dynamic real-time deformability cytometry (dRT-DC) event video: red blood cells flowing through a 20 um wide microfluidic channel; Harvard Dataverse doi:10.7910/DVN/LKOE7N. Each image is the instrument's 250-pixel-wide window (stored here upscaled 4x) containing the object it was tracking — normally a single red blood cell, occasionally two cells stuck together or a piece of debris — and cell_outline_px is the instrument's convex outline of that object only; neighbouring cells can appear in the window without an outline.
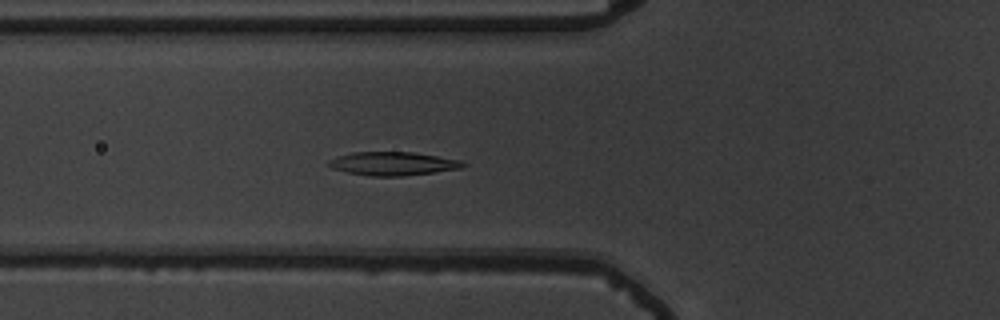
{"species": "common noctule bat (a hibernating species)", "species_latin": "Nyctalus noctula", "temperature_condition": "warm", "stored_images_in_passage": 56, "camera_frame_rate_fps": 3000, "um_per_image_px": 0.085, "animal": {"sex": "male", "body_mass_g": 19.5, "forearm_length_mm": 54.6}, "frame": {"image": 1, "passage_image": 21, "time_ms": 6.667, "image_size_px": [1000, 320], "cell_outline_px": [[468, 164], [460, 168], [404, 176], [368, 176], [348, 172], [332, 168], [328, 164], [328, 160], [352, 152], [412, 152], [464, 160]], "centroid_in_image_um": [33.43, 13.9], "position_along_channel_um": 92.4, "area_um2": 18.32}}
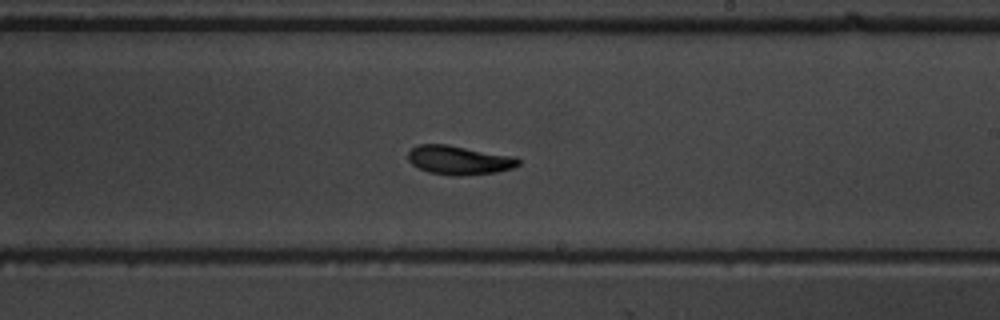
{"frame": {"image": 2, "passage_image": 34, "time_ms": 11.0, "image_size_px": [1000, 320], "cell_outline_px": [[520, 164], [512, 168], [496, 172], [460, 176], [452, 176], [428, 172], [412, 164], [408, 160], [408, 152], [416, 144], [448, 144], [516, 156], [520, 160]], "centroid_in_image_um": [39.03, 13.6], "position_along_channel_um": 250.0, "area_um2": 18.84}}
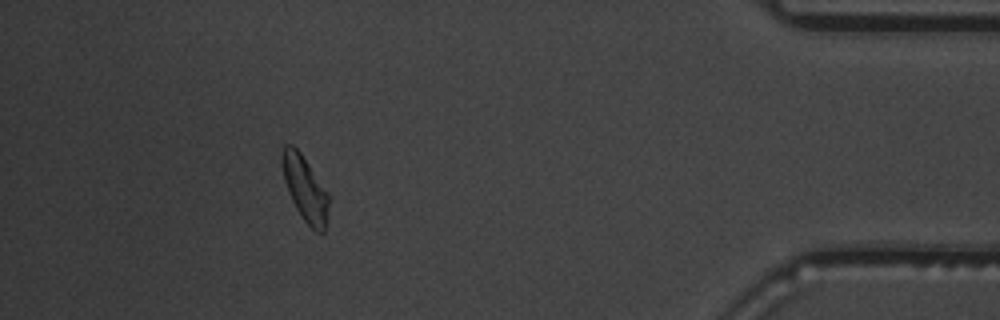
{"frame": {"image": 3, "passage_image": 51, "time_ms": 16.667, "image_size_px": [1000, 320], "cell_outline_px": [[328, 204], [324, 232], [316, 232], [304, 220], [296, 208], [288, 192], [284, 180], [280, 164], [280, 152], [284, 144], [292, 144], [300, 152], [328, 192]], "centroid_in_image_um": [25.87, 15.97], "position_along_channel_um": 409.3, "area_um2": 17.63}, "authors_computed_cell_mechanics": {"area_um2": 18.3226, "velocity_mm_per_s": 3.6362, "shape_relaxation_time_tau1_ms": 2.5536, "shape_relaxation_time_tau2_ms": 9.1857, "deformation_change_tau1": 0.1123, "deformation_change_tau2": 0.1616}}